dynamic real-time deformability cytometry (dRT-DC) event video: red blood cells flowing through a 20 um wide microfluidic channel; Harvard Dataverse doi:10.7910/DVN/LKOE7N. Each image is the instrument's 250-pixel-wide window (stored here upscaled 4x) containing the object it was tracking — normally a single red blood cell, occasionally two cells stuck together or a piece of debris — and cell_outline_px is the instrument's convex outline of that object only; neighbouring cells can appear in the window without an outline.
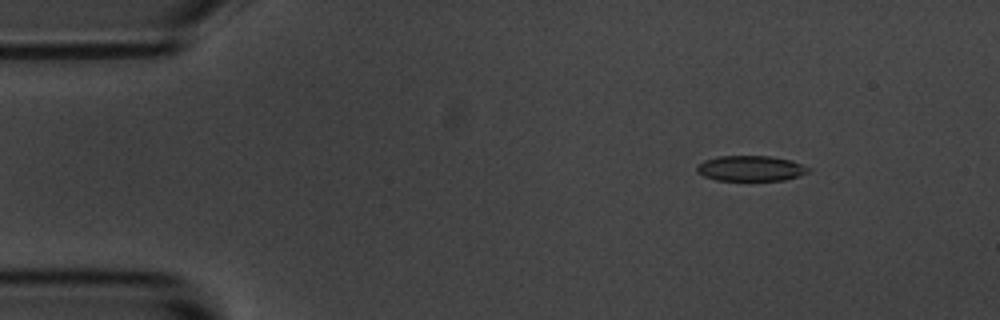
{"species": "common noctule bat (a hibernating species)", "species_latin": "Nyctalus noctula", "temperature_condition": "room temperature", "stored_images_in_passage": 4, "camera_frame_rate_fps": 3000, "um_per_image_px": 0.085, "animal": {"sex": "male", "body_mass_g": 20.1, "forearm_length_mm": 53.5}, "frame": {"image": 1, "passage_image": 2, "time_ms": 1.0, "image_size_px": [1000, 320], "cell_outline_px": [[812, 168], [808, 172], [800, 176], [784, 180], [716, 180], [704, 176], [696, 172], [696, 168], [704, 160], [716, 156], [772, 156], [792, 160]], "centroid_in_image_um": [63.84, 14.3], "position_along_channel_um": 21.2, "area_um2": 16.65}}